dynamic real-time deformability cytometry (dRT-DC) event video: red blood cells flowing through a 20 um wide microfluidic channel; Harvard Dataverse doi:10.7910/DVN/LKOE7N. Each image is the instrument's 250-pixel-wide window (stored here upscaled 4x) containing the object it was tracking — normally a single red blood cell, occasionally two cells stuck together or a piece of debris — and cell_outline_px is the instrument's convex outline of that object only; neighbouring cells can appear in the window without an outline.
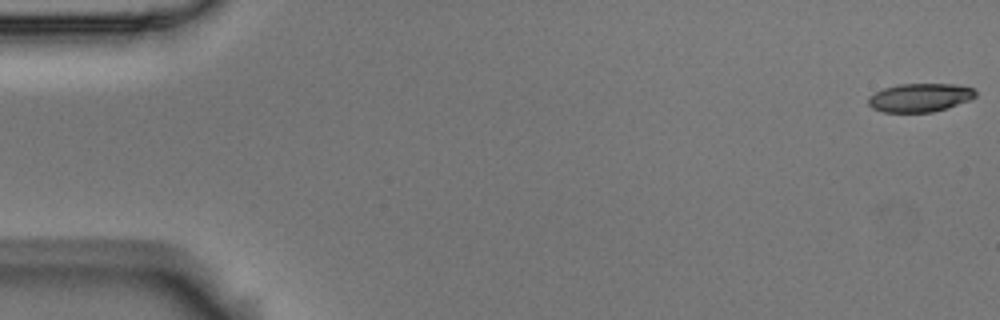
{"species": "Egyptian fruit bat (a non-hibernating species)", "species_latin": "Rousettus aegyptiacus", "temperature_condition": "room temperature", "stored_images_in_passage": 7, "camera_frame_rate_fps": 3000, "um_per_image_px": 0.085, "animal": {"sex": "male"}, "frame": {"image": 1, "passage_image": 1, "time_ms": 0.0, "image_size_px": [1000, 320], "cell_outline_px": [[976, 96], [968, 100], [948, 108], [932, 112], [884, 112], [872, 108], [868, 104], [868, 96], [884, 88], [896, 84], [956, 84], [972, 88], [976, 92]], "centroid_in_image_um": [78.17, 8.29], "position_along_channel_um": 6.8, "area_um2": 17.8}}
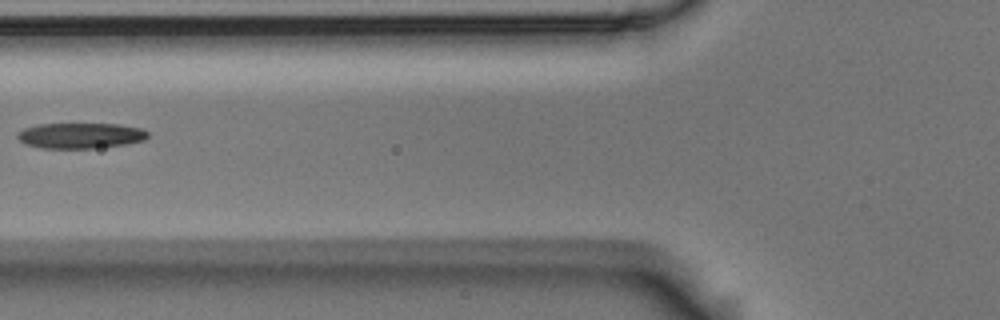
{"frame": {"image": 2, "passage_image": 6, "time_ms": 1.667, "image_size_px": [1000, 320], "cell_outline_px": [[148, 136], [144, 140], [128, 144], [92, 148], [40, 148], [24, 144], [16, 136], [24, 128], [36, 124], [120, 124], [144, 128], [148, 132]], "centroid_in_image_um": [6.86, 11.52], "position_along_channel_um": 118.9, "area_um2": 19.54}}
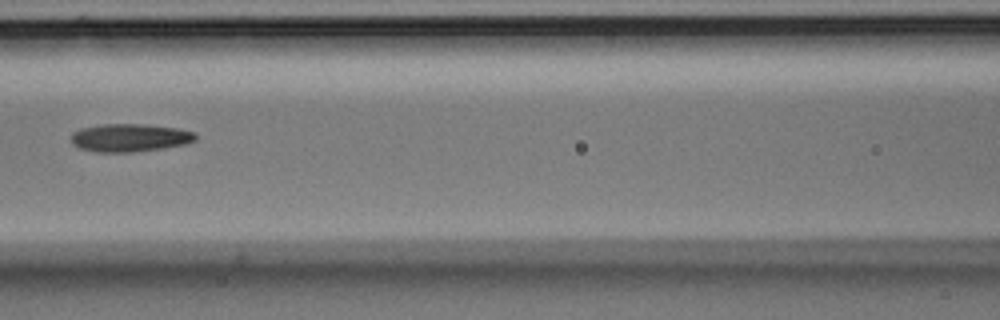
{"frame": {"image": 3, "passage_image": 7, "time_ms": 2.0, "image_size_px": [1000, 320], "cell_outline_px": [[196, 140], [188, 144], [164, 148], [132, 152], [96, 152], [80, 148], [72, 144], [72, 132], [80, 128], [104, 124], [144, 124], [180, 128], [196, 132]], "centroid_in_image_um": [11.08, 11.7], "position_along_channel_um": 155.5, "area_um2": 20.52}}